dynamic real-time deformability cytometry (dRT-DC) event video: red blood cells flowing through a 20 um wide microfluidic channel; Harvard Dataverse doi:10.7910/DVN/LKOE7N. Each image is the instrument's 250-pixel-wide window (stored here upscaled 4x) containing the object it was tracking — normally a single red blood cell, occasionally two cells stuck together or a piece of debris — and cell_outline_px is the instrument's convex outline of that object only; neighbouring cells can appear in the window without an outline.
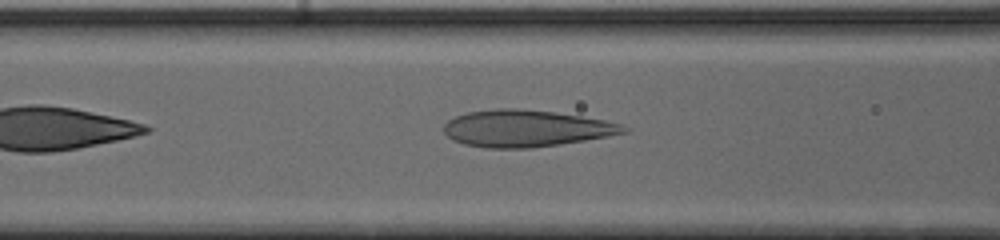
{"species": "human", "species_latin": "Homo sapiens", "temperature_condition": "cold", "stored_images_in_passage": 34, "camera_frame_rate_fps": 3000, "um_per_image_px": 0.085, "donor": {"sex": "male"}, "frame": {"image": 1, "passage_image": 5, "time_ms": 1.333, "image_size_px": [1000, 240], "cell_outline_px": [[628, 132], [608, 136], [560, 144], [532, 148], [484, 148], [464, 144], [452, 140], [444, 132], [444, 124], [448, 120], [456, 116], [468, 112], [496, 108], [516, 108], [556, 112], [604, 120], [620, 124], [628, 128]], "centroid_in_image_um": [44.68, 10.92], "position_along_channel_um": 121.9, "area_um2": 38.55}}
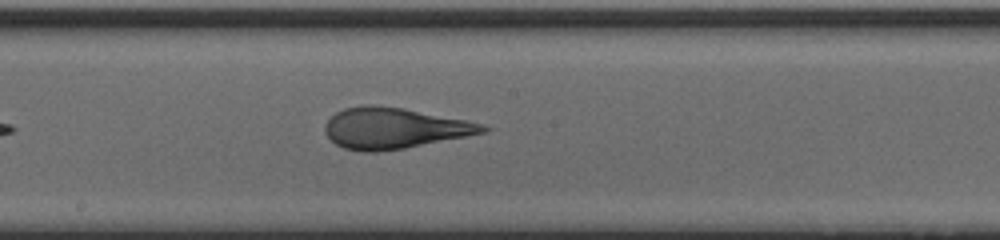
{"frame": {"image": 2, "passage_image": 12, "time_ms": 3.667, "image_size_px": [1000, 240], "cell_outline_px": [[492, 128], [484, 132], [404, 148], [376, 152], [364, 152], [344, 148], [336, 144], [324, 132], [324, 124], [336, 112], [344, 108], [360, 104], [376, 104], [404, 108], [484, 124]], "centroid_in_image_um": [33.44, 10.88], "position_along_channel_um": 214.8, "area_um2": 37.4}}
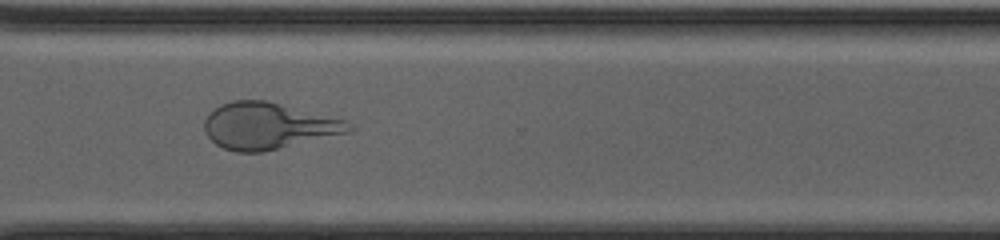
{"frame": {"image": 3, "passage_image": 22, "time_ms": 7.0, "image_size_px": [1000, 240], "cell_outline_px": [[356, 128], [348, 132], [260, 152], [236, 152], [224, 148], [216, 144], [204, 132], [204, 120], [220, 104], [232, 100], [264, 100], [348, 120]], "centroid_in_image_um": [22.79, 10.69], "position_along_channel_um": 347.8, "area_um2": 38.73}, "authors_computed_cell_mechanics": {"area_um2": 38.6393, "velocity_mm_per_s": 3.9852, "shape_relaxation_time_tau1_ms": 7.2716, "shape_relaxation_time_tau2_ms": 0.955, "deformation_change_tau1": 0.2472, "deformation_change_tau2": 0.0969}}